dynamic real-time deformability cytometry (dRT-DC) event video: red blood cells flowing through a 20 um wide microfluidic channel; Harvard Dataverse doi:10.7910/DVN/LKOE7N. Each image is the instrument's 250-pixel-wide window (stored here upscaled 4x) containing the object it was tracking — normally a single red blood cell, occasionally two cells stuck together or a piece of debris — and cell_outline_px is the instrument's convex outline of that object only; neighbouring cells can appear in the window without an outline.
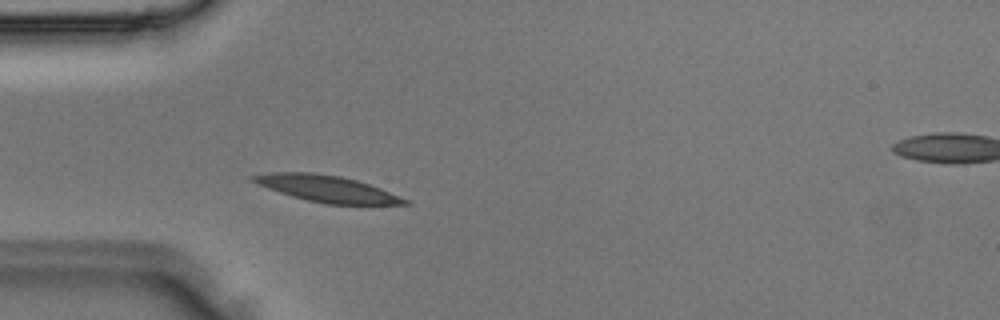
{"species": "Egyptian fruit bat (a non-hibernating species)", "species_latin": "Rousettus aegyptiacus", "temperature_condition": "room temperature", "stored_images_in_passage": 3, "segment_of_instrument_passage": [1, 2], "camera_frame_rate_fps": 3000, "um_per_image_px": 0.085, "animal": {"sex": "male"}, "frame": {"image": 1, "passage_image": 2, "time_ms": 0.333, "image_size_px": [1000, 320], "cell_outline_px": [[412, 204], [324, 204], [292, 196], [256, 184], [248, 176], [272, 172], [312, 172], [340, 176], [356, 180], [380, 188], [408, 200]], "centroid_in_image_um": [27.75, 16.03], "position_along_channel_um": 57.3, "area_um2": 23.12}}